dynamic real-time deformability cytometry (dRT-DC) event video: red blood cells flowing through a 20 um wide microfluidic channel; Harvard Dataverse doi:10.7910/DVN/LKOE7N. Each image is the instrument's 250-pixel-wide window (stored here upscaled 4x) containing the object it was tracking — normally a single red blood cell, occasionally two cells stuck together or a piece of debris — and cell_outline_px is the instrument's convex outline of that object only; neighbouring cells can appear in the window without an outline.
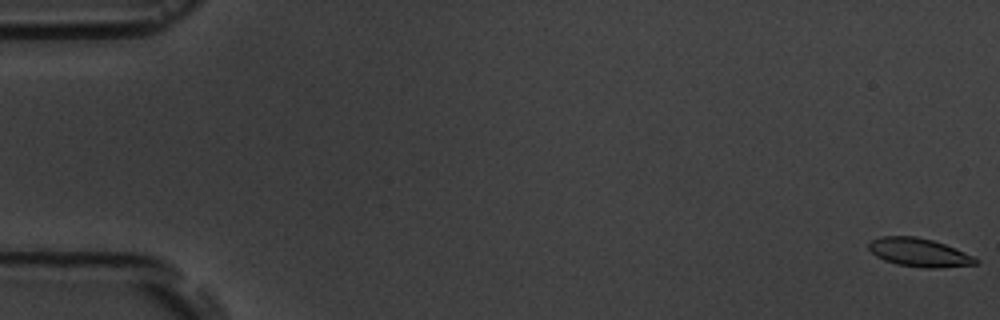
{"species": "common noctule bat (a hibernating species)", "species_latin": "Nyctalus noctula", "temperature_condition": "room temperature", "stored_images_in_passage": 7, "camera_frame_rate_fps": 3000, "um_per_image_px": 0.085, "animal": {"sex": "male", "body_mass_g": 19.5, "forearm_length_mm": 54.6}, "frame": {"image": 1, "passage_image": 1, "time_ms": 0.0, "image_size_px": [1000, 320], "cell_outline_px": [[980, 264], [936, 268], [928, 268], [896, 264], [884, 260], [876, 256], [868, 248], [868, 244], [872, 240], [880, 236], [916, 236], [932, 240], [956, 248], [980, 260]], "centroid_in_image_um": [78.14, 21.46], "position_along_channel_um": 6.9, "area_um2": 17.74}}
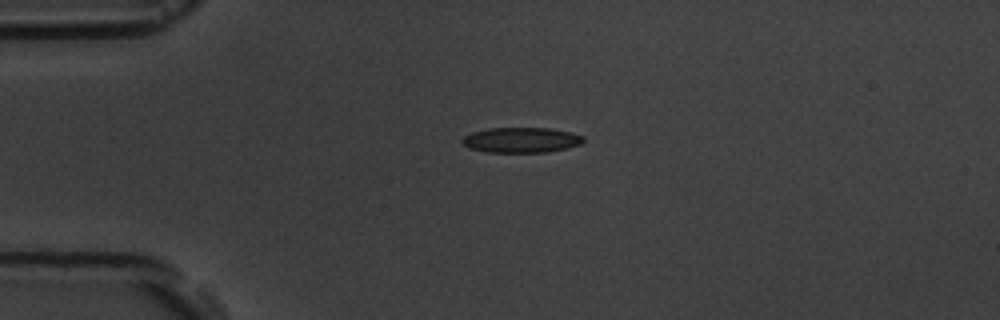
{"frame": {"image": 2, "passage_image": 7, "time_ms": 7.667, "image_size_px": [1000, 320], "cell_outline_px": [[584, 140], [580, 144], [568, 148], [548, 152], [484, 152], [468, 148], [460, 144], [460, 140], [464, 136], [472, 132], [488, 128], [552, 128], [572, 132], [584, 136]], "centroid_in_image_um": [44.28, 11.9], "position_along_channel_um": 40.7, "area_um2": 18.15}}